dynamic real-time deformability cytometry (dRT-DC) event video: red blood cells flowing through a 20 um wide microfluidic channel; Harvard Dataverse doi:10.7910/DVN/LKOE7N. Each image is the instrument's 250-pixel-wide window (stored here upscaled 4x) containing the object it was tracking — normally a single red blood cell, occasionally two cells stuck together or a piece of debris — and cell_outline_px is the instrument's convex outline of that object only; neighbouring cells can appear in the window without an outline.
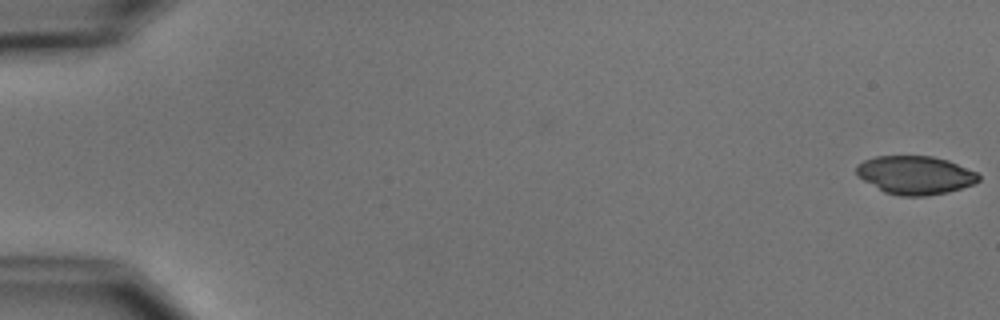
{"species": "common noctule bat (a hibernating species)", "species_latin": "Nyctalus noctula", "temperature_condition": "cold", "stored_images_in_passage": 2, "camera_frame_rate_fps": 3000, "um_per_image_px": 0.085, "animal": {"sex": "male", "body_mass_g": 15.6}, "frame": {"image": 1, "passage_image": 2, "time_ms": 1.333, "image_size_px": [1000, 320], "cell_outline_px": [[980, 180], [976, 184], [948, 192], [924, 196], [900, 196], [884, 192], [856, 176], [856, 164], [864, 160], [876, 156], [932, 156], [948, 160], [976, 172], [980, 176]], "centroid_in_image_um": [77.79, 14.88], "position_along_channel_um": 7.2, "area_um2": 27.51}}